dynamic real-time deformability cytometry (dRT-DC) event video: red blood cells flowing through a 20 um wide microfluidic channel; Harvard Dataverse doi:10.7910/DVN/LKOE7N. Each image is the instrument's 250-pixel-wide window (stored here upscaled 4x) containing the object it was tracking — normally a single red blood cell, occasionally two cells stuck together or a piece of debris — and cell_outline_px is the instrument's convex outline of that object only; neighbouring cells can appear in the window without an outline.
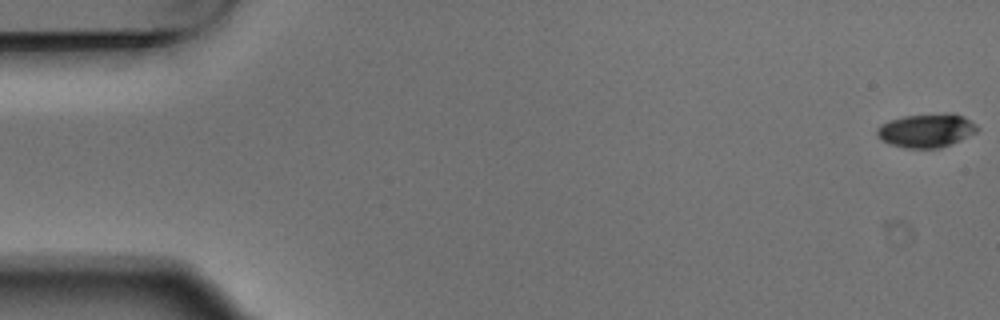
{"species": "Egyptian fruit bat (a non-hibernating species)", "species_latin": "Rousettus aegyptiacus", "temperature_condition": "warm", "stored_images_in_passage": 7, "camera_frame_rate_fps": 3000, "um_per_image_px": 0.085, "animal": {"sex": "male"}, "frame": {"image": 1, "passage_image": 1, "time_ms": 0.0, "image_size_px": [1000, 320], "cell_outline_px": [[980, 128], [976, 132], [960, 140], [940, 148], [904, 148], [888, 144], [880, 140], [876, 136], [876, 128], [880, 124], [888, 120], [904, 116], [944, 112], [952, 112], [964, 116], [976, 124]], "centroid_in_image_um": [78.71, 11.08], "position_along_channel_um": 6.3, "area_um2": 20.17}}
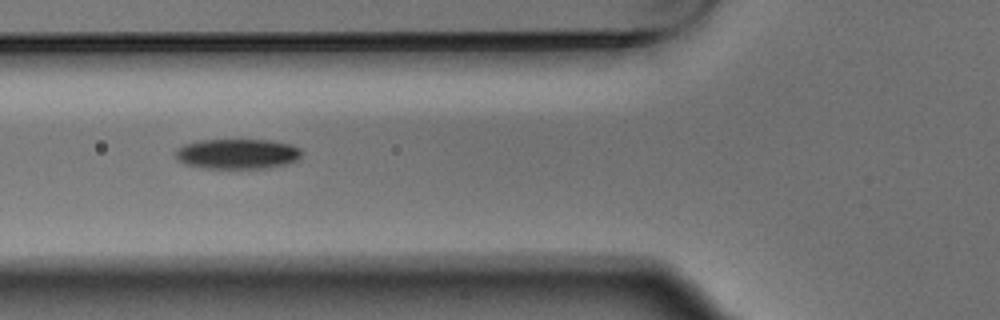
{"frame": {"image": 2, "passage_image": 6, "time_ms": 1.667, "image_size_px": [1000, 320], "cell_outline_px": [[304, 152], [296, 160], [272, 168], [200, 168], [184, 164], [176, 160], [176, 148], [184, 144], [196, 140], [272, 140], [292, 144], [300, 148]], "centroid_in_image_um": [20.16, 13.07], "position_along_channel_um": 105.6, "area_um2": 22.48}}
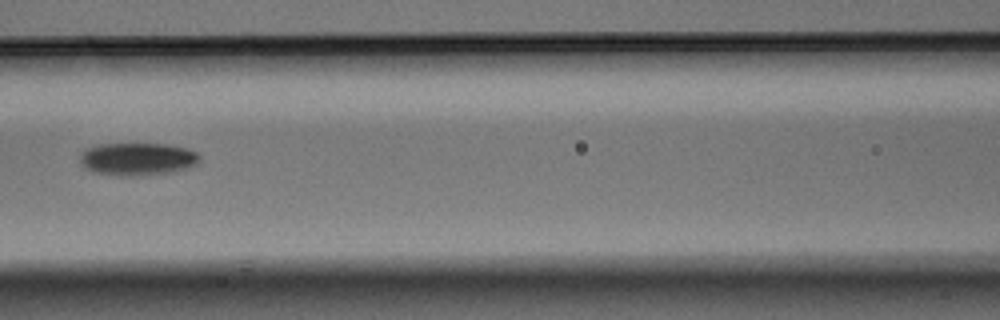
{"frame": {"image": 3, "passage_image": 7, "time_ms": 2.0, "image_size_px": [1000, 320], "cell_outline_px": [[200, 160], [196, 164], [188, 168], [172, 172], [140, 176], [120, 176], [92, 172], [84, 168], [80, 164], [80, 152], [84, 148], [100, 144], [168, 144], [184, 148], [196, 152], [200, 156]], "centroid_in_image_um": [11.64, 13.53], "position_along_channel_um": 155.0, "area_um2": 23.12}}